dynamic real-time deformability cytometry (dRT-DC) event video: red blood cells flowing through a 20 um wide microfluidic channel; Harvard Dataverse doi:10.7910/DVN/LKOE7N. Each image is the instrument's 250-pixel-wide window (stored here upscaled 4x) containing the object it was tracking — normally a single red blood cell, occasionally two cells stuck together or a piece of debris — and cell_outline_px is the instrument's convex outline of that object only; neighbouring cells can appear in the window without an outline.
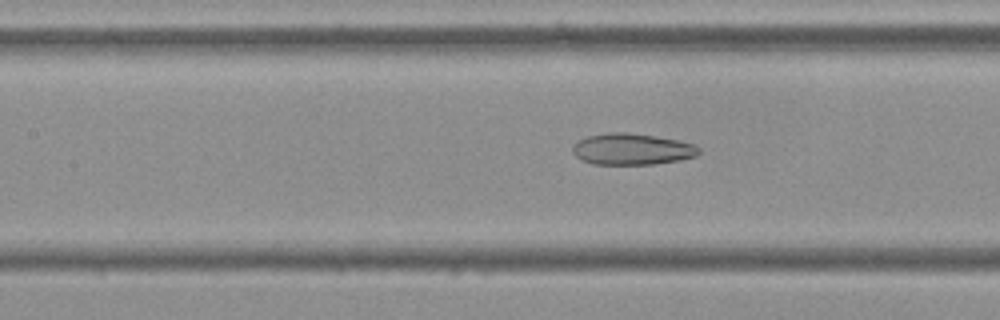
{"species": "Egyptian fruit bat (a non-hibernating species)", "species_latin": "Rousettus aegyptiacus", "temperature_condition": "cold", "stored_images_in_passage": 55, "camera_frame_rate_fps": 3000, "um_per_image_px": 0.085, "frame": {"image": 1, "passage_image": 24, "time_ms": 7.667, "image_size_px": [1000, 320], "cell_outline_px": [[700, 152], [696, 156], [680, 160], [656, 164], [592, 164], [580, 160], [572, 152], [572, 144], [588, 136], [608, 132], [628, 132], [676, 140], [696, 144], [700, 148]], "centroid_in_image_um": [53.71, 12.68], "position_along_channel_um": 153.7, "area_um2": 23.18}}
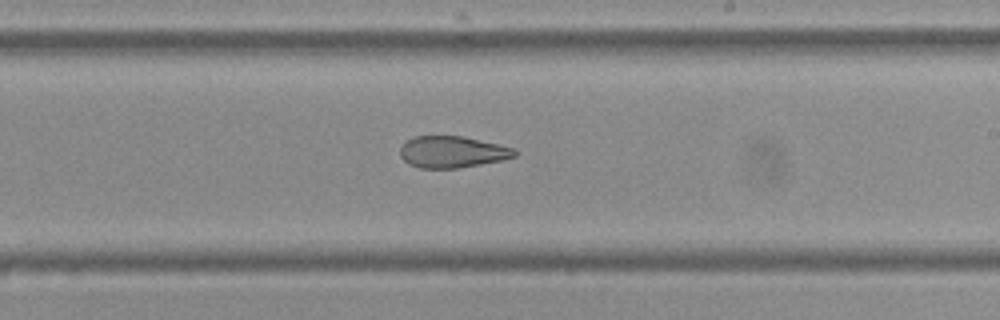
{"frame": {"image": 2, "passage_image": 32, "time_ms": 10.333, "image_size_px": [1000, 320], "cell_outline_px": [[516, 156], [504, 160], [456, 168], [420, 168], [408, 164], [400, 156], [400, 148], [404, 140], [412, 136], [464, 136], [512, 148], [516, 152]], "centroid_in_image_um": [38.38, 12.91], "position_along_channel_um": 250.6, "area_um2": 21.1}}
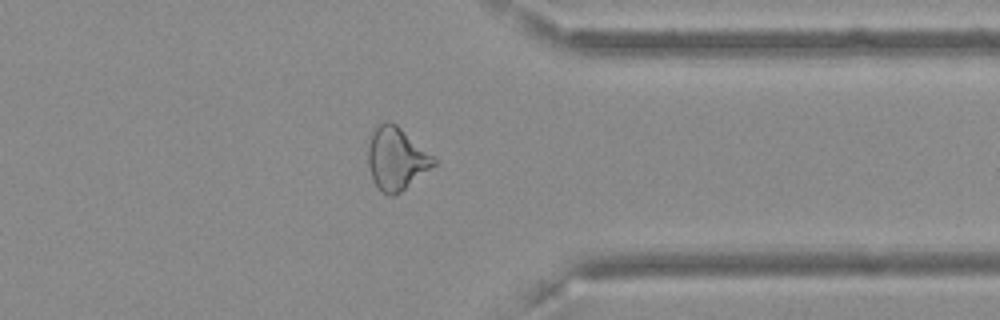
{"frame": {"image": 3, "passage_image": 43, "time_ms": 14.0, "image_size_px": [1000, 320], "cell_outline_px": [[436, 164], [400, 192], [392, 196], [388, 196], [372, 180], [368, 164], [368, 144], [372, 128], [384, 120], [388, 120], [396, 124], [432, 156], [436, 160]], "centroid_in_image_um": [33.64, 13.45], "position_along_channel_um": 377.8, "area_um2": 23.7}, "authors_computed_cell_mechanics": {"area_um2": 26.1256, "velocity_mm_per_s": 3.6406, "shape_relaxation_time_tau1_ms": null, "shape_relaxation_time_tau2_ms": 3.1733, "deformation_change_tau1": null, "deformation_change_tau2": 0.1138}}